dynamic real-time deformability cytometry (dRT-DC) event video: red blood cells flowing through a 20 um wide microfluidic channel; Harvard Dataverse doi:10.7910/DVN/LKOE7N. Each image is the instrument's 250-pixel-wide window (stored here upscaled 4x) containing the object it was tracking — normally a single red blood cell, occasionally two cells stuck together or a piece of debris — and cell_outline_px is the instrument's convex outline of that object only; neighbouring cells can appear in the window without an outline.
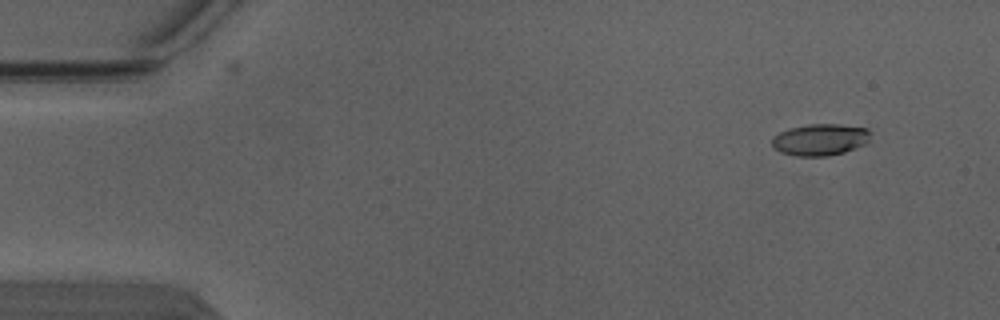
{"species": "Egyptian fruit bat (a non-hibernating species)", "species_latin": "Rousettus aegyptiacus", "temperature_condition": "warm", "stored_images_in_passage": 4, "camera_frame_rate_fps": 3000, "um_per_image_px": 0.085, "animal": {"sex": "male"}, "frame": {"image": 1, "passage_image": 1, "time_ms": 0.0, "image_size_px": [1000, 320], "cell_outline_px": [[872, 132], [868, 144], [844, 152], [828, 156], [796, 156], [780, 152], [772, 148], [772, 136], [788, 128], [808, 124], [840, 124], [868, 128]], "centroid_in_image_um": [69.74, 11.86], "position_along_channel_um": 15.3, "area_um2": 18.61}}
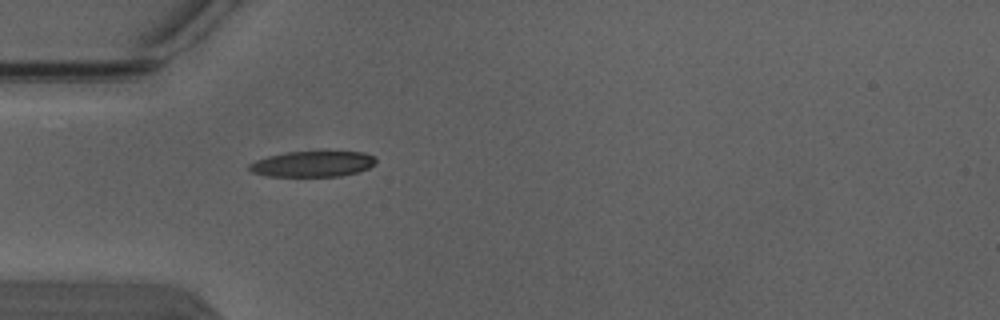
{"frame": {"image": 2, "passage_image": 4, "time_ms": 1.0, "image_size_px": [1000, 320], "cell_outline_px": [[376, 164], [368, 168], [356, 172], [340, 176], [268, 176], [252, 172], [248, 168], [248, 164], [256, 160], [268, 156], [288, 152], [324, 148], [364, 152], [372, 156], [376, 160]], "centroid_in_image_um": [26.62, 13.87], "position_along_channel_um": 58.4, "area_um2": 19.88}}